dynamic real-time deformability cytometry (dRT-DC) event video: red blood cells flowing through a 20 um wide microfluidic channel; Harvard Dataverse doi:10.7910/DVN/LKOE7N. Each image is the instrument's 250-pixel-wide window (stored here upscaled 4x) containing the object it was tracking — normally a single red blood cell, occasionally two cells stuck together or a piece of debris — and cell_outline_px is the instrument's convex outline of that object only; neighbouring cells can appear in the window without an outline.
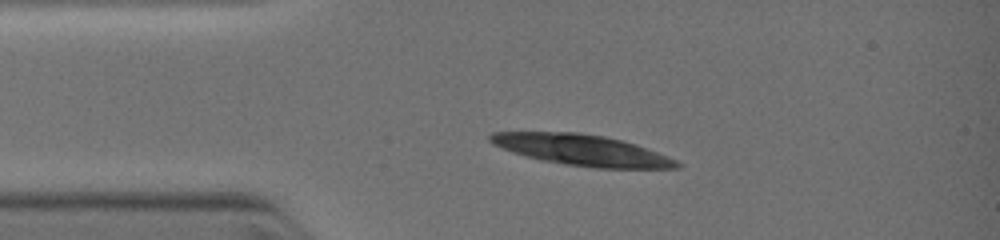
{"species": "common noctule bat (a hibernating species)", "species_latin": "Nyctalus noctula", "temperature_condition": "warm", "stored_images_in_passage": 4, "camera_frame_rate_fps": 3000, "um_per_image_px": 0.085, "animal": {"sex": "female", "body_mass_g": 19.0, "forearm_length_mm": 51.5}, "frame": {"image": 1, "passage_image": 3, "time_ms": 1.333, "image_size_px": [1000, 240], "cell_outline_px": [[680, 168], [596, 168], [564, 164], [540, 160], [524, 156], [500, 148], [492, 144], [488, 140], [488, 136], [492, 132], [576, 132], [604, 136], [620, 140], [656, 152], [676, 160], [680, 164]], "centroid_in_image_um": [49.37, 12.75], "position_along_channel_um": 35.6, "area_um2": 33.35}}